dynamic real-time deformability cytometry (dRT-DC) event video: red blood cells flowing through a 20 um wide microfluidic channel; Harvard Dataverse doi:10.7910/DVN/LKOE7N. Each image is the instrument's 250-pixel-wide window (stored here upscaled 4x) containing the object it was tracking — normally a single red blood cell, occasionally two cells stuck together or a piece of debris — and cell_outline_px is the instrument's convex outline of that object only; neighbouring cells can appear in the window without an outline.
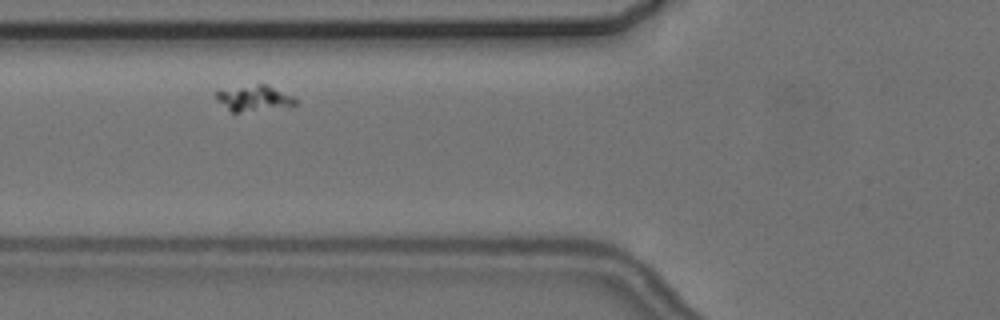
{"species": "common noctule bat (a hibernating species)", "species_latin": "Nyctalus noctula", "temperature_condition": "cold", "stored_images_in_passage": 7, "camera_frame_rate_fps": 3000, "um_per_image_px": 0.085, "animal": {"sex": "female", "body_mass_g": 24.6, "forearm_length_mm": 56.2}, "frame": {"image": 1, "passage_image": 3, "time_ms": 2.333, "image_size_px": [1000, 320], "cell_outline_px": [[300, 100], [296, 104], [240, 112], [232, 112], [216, 96], [216, 88], [256, 84], [268, 84]], "centroid_in_image_um": [21.57, 8.29], "position_along_channel_um": 104.2, "area_um2": 11.73}}
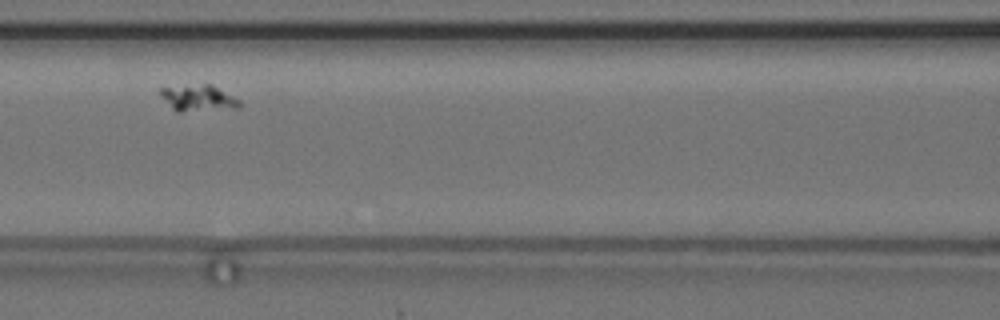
{"frame": {"image": 2, "passage_image": 4, "time_ms": 3.667, "image_size_px": [1000, 320], "cell_outline_px": [[240, 108], [180, 112], [176, 112], [160, 96], [160, 88], [204, 84], [212, 84], [240, 100]], "centroid_in_image_um": [16.87, 8.35], "position_along_channel_um": 149.7, "area_um2": 12.14}}